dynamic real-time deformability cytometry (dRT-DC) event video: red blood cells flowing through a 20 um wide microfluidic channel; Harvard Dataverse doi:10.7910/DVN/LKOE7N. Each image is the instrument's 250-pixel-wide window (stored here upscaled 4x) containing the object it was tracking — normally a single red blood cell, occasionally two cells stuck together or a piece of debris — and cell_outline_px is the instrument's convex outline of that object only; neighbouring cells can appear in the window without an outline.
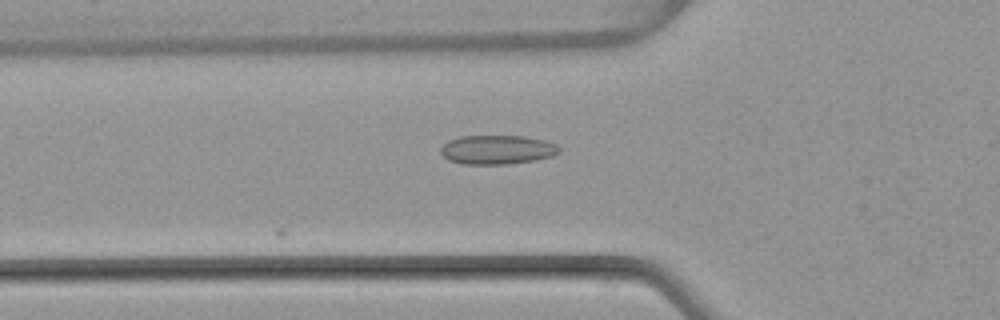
{"species": "common noctule bat (a hibernating species)", "species_latin": "Nyctalus noctula", "temperature_condition": "warm", "stored_images_in_passage": 18, "camera_frame_rate_fps": 3000, "um_per_image_px": 0.085, "animal": {"sex": "female", "body_mass_g": 22.7, "forearm_length_mm": 54.2}, "frame": {"image": 1, "passage_image": 18, "time_ms": 5.667, "image_size_px": [1000, 320], "cell_outline_px": [[560, 152], [552, 156], [536, 160], [508, 164], [464, 164], [448, 160], [440, 152], [440, 148], [448, 140], [460, 136], [524, 136], [544, 140], [556, 144], [560, 148]], "centroid_in_image_um": [42.26, 12.72], "position_along_channel_um": 83.5, "area_um2": 20.17}}